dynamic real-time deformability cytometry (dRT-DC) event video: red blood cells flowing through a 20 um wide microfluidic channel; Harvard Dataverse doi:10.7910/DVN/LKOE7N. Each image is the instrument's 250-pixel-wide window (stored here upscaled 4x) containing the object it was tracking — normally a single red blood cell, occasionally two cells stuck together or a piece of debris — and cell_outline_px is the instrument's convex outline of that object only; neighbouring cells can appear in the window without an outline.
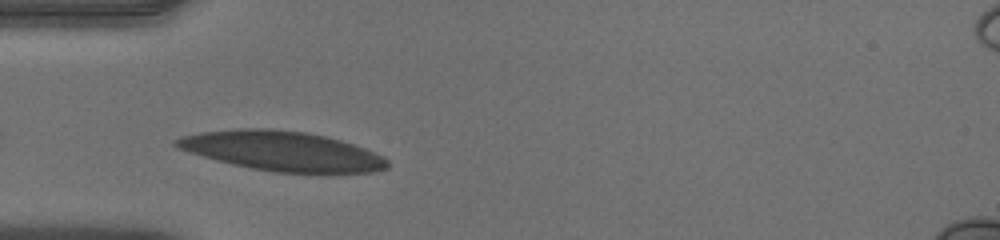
{"species": "human", "species_latin": "Homo sapiens", "temperature_condition": "warm", "stored_images_in_passage": 32, "camera_frame_rate_fps": 3000, "um_per_image_px": 0.085, "donor": {"sex": "male"}, "frame": {"image": 1, "passage_image": 1, "time_ms": 0.0, "image_size_px": [1000, 240], "cell_outline_px": [[388, 168], [372, 172], [272, 172], [232, 164], [176, 148], [172, 144], [172, 140], [180, 136], [200, 132], [240, 128], [272, 128], [304, 132], [324, 136], [340, 140], [364, 148], [384, 156], [388, 160]], "centroid_in_image_um": [23.93, 12.82], "position_along_channel_um": 61.1, "area_um2": 48.44}}
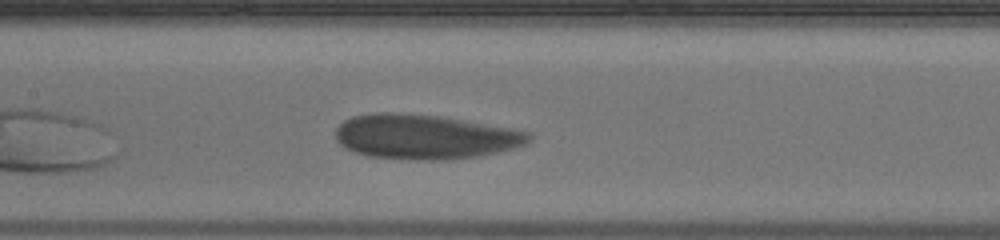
{"frame": {"image": 2, "passage_image": 10, "time_ms": 3.0, "image_size_px": [1000, 240], "cell_outline_px": [[532, 140], [524, 144], [512, 148], [480, 156], [448, 160], [416, 160], [368, 156], [356, 152], [340, 144], [336, 140], [336, 128], [344, 120], [352, 116], [372, 112], [388, 112], [440, 116], [512, 128], [532, 132]], "centroid_in_image_um": [36.13, 11.62], "position_along_channel_um": 171.3, "area_um2": 50.4}}
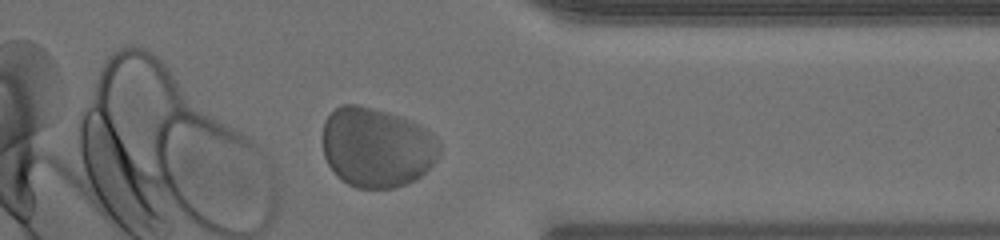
{"frame": {"image": 3, "passage_image": 27, "time_ms": 8.667, "image_size_px": [1000, 240], "cell_outline_px": [[440, 152], [436, 160], [420, 176], [396, 188], [356, 188], [348, 184], [336, 176], [328, 164], [324, 156], [324, 120], [340, 104], [360, 104], [408, 120], [416, 124], [428, 132], [440, 144]], "centroid_in_image_um": [31.98, 12.54], "position_along_channel_um": 379.4, "area_um2": 53.7}}